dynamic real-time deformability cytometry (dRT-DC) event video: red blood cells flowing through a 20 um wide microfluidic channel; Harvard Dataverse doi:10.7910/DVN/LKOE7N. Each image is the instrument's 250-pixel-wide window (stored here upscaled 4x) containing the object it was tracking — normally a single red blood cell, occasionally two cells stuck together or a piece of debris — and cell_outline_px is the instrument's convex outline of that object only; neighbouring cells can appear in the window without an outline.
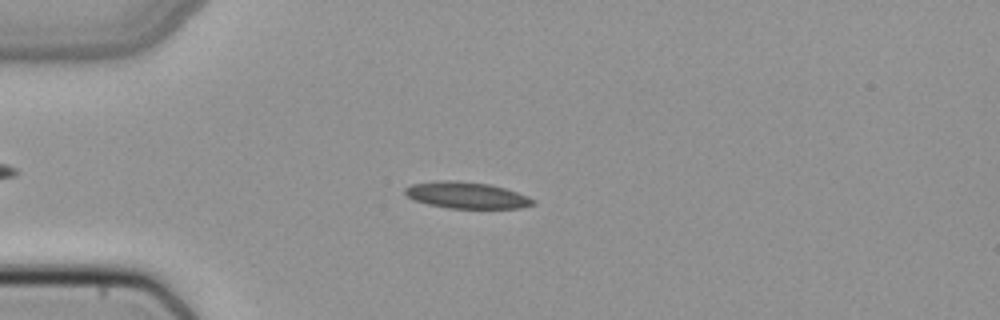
{"species": "common noctule bat (a hibernating species)", "species_latin": "Nyctalus noctula", "temperature_condition": "cold", "stored_images_in_passage": 43, "camera_frame_rate_fps": 3000, "um_per_image_px": 0.085, "animal": {"sex": "female", "body_mass_g": 22.7, "forearm_length_mm": 54.2}, "frame": {"image": 1, "passage_image": 6, "time_ms": 1.667, "image_size_px": [1000, 320], "cell_outline_px": [[536, 204], [520, 208], [448, 208], [428, 204], [412, 200], [404, 192], [404, 188], [412, 184], [436, 180], [456, 180], [488, 184], [504, 188], [528, 196], [536, 200]], "centroid_in_image_um": [39.64, 16.59], "position_along_channel_um": 45.4, "area_um2": 19.83}}
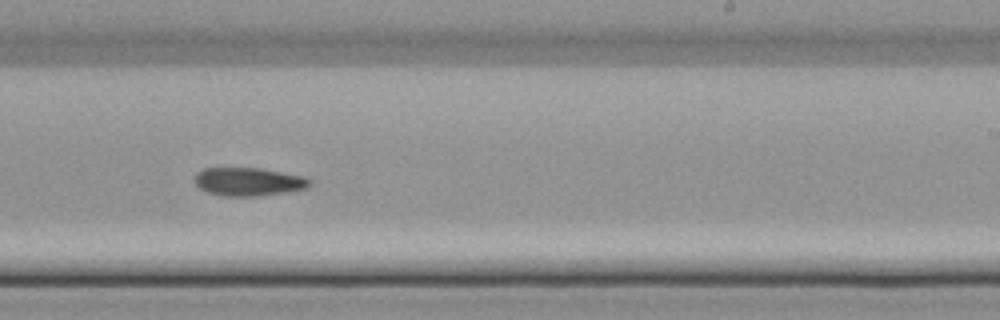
{"frame": {"image": 2, "passage_image": 24, "time_ms": 7.667, "image_size_px": [1000, 320], "cell_outline_px": [[312, 184], [308, 188], [284, 192], [256, 196], [224, 196], [208, 192], [200, 188], [192, 180], [196, 172], [204, 168], [260, 168], [304, 176], [312, 180]], "centroid_in_image_um": [21.11, 15.43], "position_along_channel_um": 267.9, "area_um2": 19.07}}
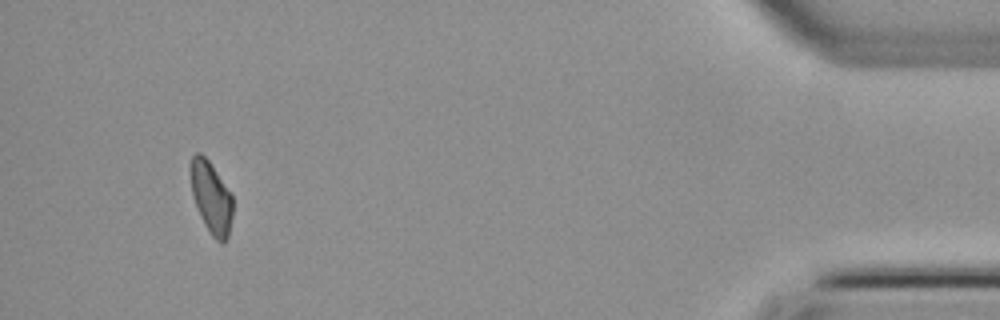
{"frame": {"image": 3, "passage_image": 40, "time_ms": 13.0, "image_size_px": [1000, 320], "cell_outline_px": [[232, 216], [228, 240], [224, 244], [220, 244], [212, 236], [204, 224], [200, 216], [192, 196], [192, 156], [196, 152], [200, 152], [208, 160], [232, 196]], "centroid_in_image_um": [17.97, 16.88], "position_along_channel_um": 417.2, "area_um2": 17.34}}